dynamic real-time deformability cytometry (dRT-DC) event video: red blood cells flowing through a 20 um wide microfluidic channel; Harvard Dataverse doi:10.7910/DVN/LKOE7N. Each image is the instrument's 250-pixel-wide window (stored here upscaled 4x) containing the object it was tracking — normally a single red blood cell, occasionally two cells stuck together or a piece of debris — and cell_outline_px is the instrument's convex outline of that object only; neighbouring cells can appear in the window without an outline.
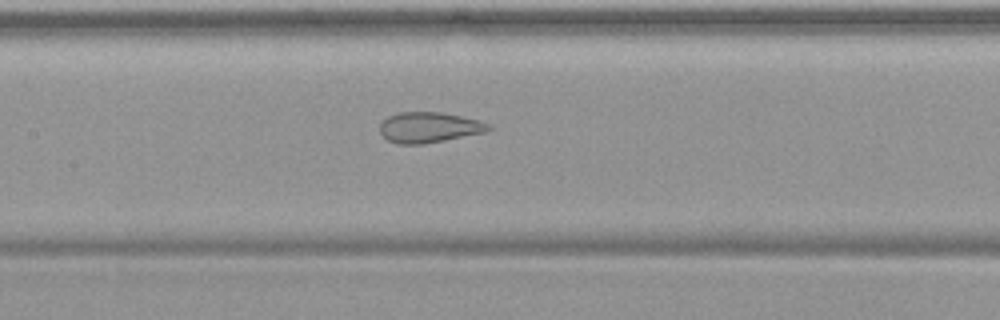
{"species": "common noctule bat (a hibernating species)", "species_latin": "Nyctalus noctula", "temperature_condition": "warm", "stored_images_in_passage": 20, "camera_frame_rate_fps": 3000, "um_per_image_px": 0.085, "animal": {"sex": "female", "body_mass_g": 19.9}, "frame": {"image": 1, "passage_image": 15, "time_ms": 4.667, "image_size_px": [1000, 320], "cell_outline_px": [[492, 128], [488, 132], [424, 144], [396, 144], [388, 140], [380, 132], [380, 124], [388, 116], [400, 112], [440, 112], [460, 116], [476, 120], [488, 124]], "centroid_in_image_um": [36.46, 10.84], "position_along_channel_um": 170.9, "area_um2": 19.25}}